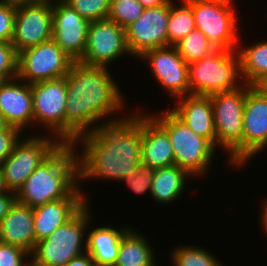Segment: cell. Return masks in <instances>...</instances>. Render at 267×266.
I'll return each mask as SVG.
<instances>
[{"instance_id": "cell-12", "label": "cell", "mask_w": 267, "mask_h": 266, "mask_svg": "<svg viewBox=\"0 0 267 266\" xmlns=\"http://www.w3.org/2000/svg\"><path fill=\"white\" fill-rule=\"evenodd\" d=\"M131 55L125 28L108 18L90 22L85 52L78 61L89 66H106ZM111 63V64H110Z\"/></svg>"}, {"instance_id": "cell-17", "label": "cell", "mask_w": 267, "mask_h": 266, "mask_svg": "<svg viewBox=\"0 0 267 266\" xmlns=\"http://www.w3.org/2000/svg\"><path fill=\"white\" fill-rule=\"evenodd\" d=\"M89 25L90 21L64 0H56L52 4V39L75 62L85 52Z\"/></svg>"}, {"instance_id": "cell-31", "label": "cell", "mask_w": 267, "mask_h": 266, "mask_svg": "<svg viewBox=\"0 0 267 266\" xmlns=\"http://www.w3.org/2000/svg\"><path fill=\"white\" fill-rule=\"evenodd\" d=\"M83 18L98 21L108 18L111 0H64Z\"/></svg>"}, {"instance_id": "cell-20", "label": "cell", "mask_w": 267, "mask_h": 266, "mask_svg": "<svg viewBox=\"0 0 267 266\" xmlns=\"http://www.w3.org/2000/svg\"><path fill=\"white\" fill-rule=\"evenodd\" d=\"M176 101L177 104L170 110L192 131L216 148L217 135L210 96L189 94L177 98Z\"/></svg>"}, {"instance_id": "cell-39", "label": "cell", "mask_w": 267, "mask_h": 266, "mask_svg": "<svg viewBox=\"0 0 267 266\" xmlns=\"http://www.w3.org/2000/svg\"><path fill=\"white\" fill-rule=\"evenodd\" d=\"M260 209H262L260 211V225L262 226L261 229L262 231H265L264 233H267V197L263 198V202H262V205L260 207ZM267 236V234H266Z\"/></svg>"}, {"instance_id": "cell-8", "label": "cell", "mask_w": 267, "mask_h": 266, "mask_svg": "<svg viewBox=\"0 0 267 266\" xmlns=\"http://www.w3.org/2000/svg\"><path fill=\"white\" fill-rule=\"evenodd\" d=\"M187 1L192 6L196 29L201 30L217 49L238 48L240 40L238 21L241 20L233 0Z\"/></svg>"}, {"instance_id": "cell-1", "label": "cell", "mask_w": 267, "mask_h": 266, "mask_svg": "<svg viewBox=\"0 0 267 266\" xmlns=\"http://www.w3.org/2000/svg\"><path fill=\"white\" fill-rule=\"evenodd\" d=\"M113 76L106 66H89L74 62L65 76V143H74L80 136L129 115H122V118L119 116L128 103Z\"/></svg>"}, {"instance_id": "cell-18", "label": "cell", "mask_w": 267, "mask_h": 266, "mask_svg": "<svg viewBox=\"0 0 267 266\" xmlns=\"http://www.w3.org/2000/svg\"><path fill=\"white\" fill-rule=\"evenodd\" d=\"M78 186L68 197L33 208L36 242L50 236L57 228L68 222L90 199L85 189Z\"/></svg>"}, {"instance_id": "cell-11", "label": "cell", "mask_w": 267, "mask_h": 266, "mask_svg": "<svg viewBox=\"0 0 267 266\" xmlns=\"http://www.w3.org/2000/svg\"><path fill=\"white\" fill-rule=\"evenodd\" d=\"M74 60L53 40L18 53L17 77L29 84L65 77Z\"/></svg>"}, {"instance_id": "cell-24", "label": "cell", "mask_w": 267, "mask_h": 266, "mask_svg": "<svg viewBox=\"0 0 267 266\" xmlns=\"http://www.w3.org/2000/svg\"><path fill=\"white\" fill-rule=\"evenodd\" d=\"M189 178L193 180L187 171L177 165L155 168L151 183V199L161 205L173 204L187 189Z\"/></svg>"}, {"instance_id": "cell-25", "label": "cell", "mask_w": 267, "mask_h": 266, "mask_svg": "<svg viewBox=\"0 0 267 266\" xmlns=\"http://www.w3.org/2000/svg\"><path fill=\"white\" fill-rule=\"evenodd\" d=\"M148 236L130 227L122 236L114 266H155L157 255ZM156 256V257H155Z\"/></svg>"}, {"instance_id": "cell-22", "label": "cell", "mask_w": 267, "mask_h": 266, "mask_svg": "<svg viewBox=\"0 0 267 266\" xmlns=\"http://www.w3.org/2000/svg\"><path fill=\"white\" fill-rule=\"evenodd\" d=\"M0 242L33 251L36 244L33 208L15 201L0 222Z\"/></svg>"}, {"instance_id": "cell-14", "label": "cell", "mask_w": 267, "mask_h": 266, "mask_svg": "<svg viewBox=\"0 0 267 266\" xmlns=\"http://www.w3.org/2000/svg\"><path fill=\"white\" fill-rule=\"evenodd\" d=\"M267 146V90L246 84L243 112L242 167Z\"/></svg>"}, {"instance_id": "cell-19", "label": "cell", "mask_w": 267, "mask_h": 266, "mask_svg": "<svg viewBox=\"0 0 267 266\" xmlns=\"http://www.w3.org/2000/svg\"><path fill=\"white\" fill-rule=\"evenodd\" d=\"M0 113L22 133L29 126L34 128L31 84L18 77L0 81Z\"/></svg>"}, {"instance_id": "cell-41", "label": "cell", "mask_w": 267, "mask_h": 266, "mask_svg": "<svg viewBox=\"0 0 267 266\" xmlns=\"http://www.w3.org/2000/svg\"><path fill=\"white\" fill-rule=\"evenodd\" d=\"M15 4L19 3H54L56 0H12Z\"/></svg>"}, {"instance_id": "cell-27", "label": "cell", "mask_w": 267, "mask_h": 266, "mask_svg": "<svg viewBox=\"0 0 267 266\" xmlns=\"http://www.w3.org/2000/svg\"><path fill=\"white\" fill-rule=\"evenodd\" d=\"M176 4L170 0V16L168 20V46H174L183 37L196 29L192 6L187 0H179Z\"/></svg>"}, {"instance_id": "cell-38", "label": "cell", "mask_w": 267, "mask_h": 266, "mask_svg": "<svg viewBox=\"0 0 267 266\" xmlns=\"http://www.w3.org/2000/svg\"><path fill=\"white\" fill-rule=\"evenodd\" d=\"M65 266H95L91 255L88 252L71 259Z\"/></svg>"}, {"instance_id": "cell-16", "label": "cell", "mask_w": 267, "mask_h": 266, "mask_svg": "<svg viewBox=\"0 0 267 266\" xmlns=\"http://www.w3.org/2000/svg\"><path fill=\"white\" fill-rule=\"evenodd\" d=\"M52 39V3L16 4L11 43L17 54Z\"/></svg>"}, {"instance_id": "cell-33", "label": "cell", "mask_w": 267, "mask_h": 266, "mask_svg": "<svg viewBox=\"0 0 267 266\" xmlns=\"http://www.w3.org/2000/svg\"><path fill=\"white\" fill-rule=\"evenodd\" d=\"M18 54L11 42H0V81L17 77Z\"/></svg>"}, {"instance_id": "cell-2", "label": "cell", "mask_w": 267, "mask_h": 266, "mask_svg": "<svg viewBox=\"0 0 267 266\" xmlns=\"http://www.w3.org/2000/svg\"><path fill=\"white\" fill-rule=\"evenodd\" d=\"M73 144L79 159L80 186L92 179L120 184L141 162L142 113L137 111L120 121L104 124L80 136Z\"/></svg>"}, {"instance_id": "cell-44", "label": "cell", "mask_w": 267, "mask_h": 266, "mask_svg": "<svg viewBox=\"0 0 267 266\" xmlns=\"http://www.w3.org/2000/svg\"><path fill=\"white\" fill-rule=\"evenodd\" d=\"M28 266H50V265L39 263L30 258Z\"/></svg>"}, {"instance_id": "cell-9", "label": "cell", "mask_w": 267, "mask_h": 266, "mask_svg": "<svg viewBox=\"0 0 267 266\" xmlns=\"http://www.w3.org/2000/svg\"><path fill=\"white\" fill-rule=\"evenodd\" d=\"M33 132L32 136L30 133L22 135L0 166L9 191L16 193L36 168L62 144L54 136Z\"/></svg>"}, {"instance_id": "cell-3", "label": "cell", "mask_w": 267, "mask_h": 266, "mask_svg": "<svg viewBox=\"0 0 267 266\" xmlns=\"http://www.w3.org/2000/svg\"><path fill=\"white\" fill-rule=\"evenodd\" d=\"M79 186V159L73 143H62L27 178L16 200L31 208L68 197Z\"/></svg>"}, {"instance_id": "cell-43", "label": "cell", "mask_w": 267, "mask_h": 266, "mask_svg": "<svg viewBox=\"0 0 267 266\" xmlns=\"http://www.w3.org/2000/svg\"><path fill=\"white\" fill-rule=\"evenodd\" d=\"M10 125L6 122L4 116L0 113V131L6 130Z\"/></svg>"}, {"instance_id": "cell-36", "label": "cell", "mask_w": 267, "mask_h": 266, "mask_svg": "<svg viewBox=\"0 0 267 266\" xmlns=\"http://www.w3.org/2000/svg\"><path fill=\"white\" fill-rule=\"evenodd\" d=\"M22 135L23 133L13 126H9L6 130L0 131V166L12 152L14 145Z\"/></svg>"}, {"instance_id": "cell-21", "label": "cell", "mask_w": 267, "mask_h": 266, "mask_svg": "<svg viewBox=\"0 0 267 266\" xmlns=\"http://www.w3.org/2000/svg\"><path fill=\"white\" fill-rule=\"evenodd\" d=\"M141 162L155 168L175 165L174 153L168 133L142 110Z\"/></svg>"}, {"instance_id": "cell-13", "label": "cell", "mask_w": 267, "mask_h": 266, "mask_svg": "<svg viewBox=\"0 0 267 266\" xmlns=\"http://www.w3.org/2000/svg\"><path fill=\"white\" fill-rule=\"evenodd\" d=\"M147 63L148 70L164 92L175 100L190 94L188 64L177 52L175 46L169 45L145 51L139 58Z\"/></svg>"}, {"instance_id": "cell-42", "label": "cell", "mask_w": 267, "mask_h": 266, "mask_svg": "<svg viewBox=\"0 0 267 266\" xmlns=\"http://www.w3.org/2000/svg\"><path fill=\"white\" fill-rule=\"evenodd\" d=\"M9 192L8 188L5 185V180H4V176L2 173V170L0 168V196Z\"/></svg>"}, {"instance_id": "cell-10", "label": "cell", "mask_w": 267, "mask_h": 266, "mask_svg": "<svg viewBox=\"0 0 267 266\" xmlns=\"http://www.w3.org/2000/svg\"><path fill=\"white\" fill-rule=\"evenodd\" d=\"M31 91L34 128L43 126L46 135L65 143L66 78L32 83Z\"/></svg>"}, {"instance_id": "cell-7", "label": "cell", "mask_w": 267, "mask_h": 266, "mask_svg": "<svg viewBox=\"0 0 267 266\" xmlns=\"http://www.w3.org/2000/svg\"><path fill=\"white\" fill-rule=\"evenodd\" d=\"M190 94L210 96L235 90L243 84L240 56L236 50L217 49L188 64Z\"/></svg>"}, {"instance_id": "cell-6", "label": "cell", "mask_w": 267, "mask_h": 266, "mask_svg": "<svg viewBox=\"0 0 267 266\" xmlns=\"http://www.w3.org/2000/svg\"><path fill=\"white\" fill-rule=\"evenodd\" d=\"M92 211L90 202H87L68 222L37 241L30 253L31 258L50 266H65L71 259L85 253Z\"/></svg>"}, {"instance_id": "cell-15", "label": "cell", "mask_w": 267, "mask_h": 266, "mask_svg": "<svg viewBox=\"0 0 267 266\" xmlns=\"http://www.w3.org/2000/svg\"><path fill=\"white\" fill-rule=\"evenodd\" d=\"M170 0L158 7L145 8L141 16L126 30L127 46L133 58L145 51L168 46Z\"/></svg>"}, {"instance_id": "cell-4", "label": "cell", "mask_w": 267, "mask_h": 266, "mask_svg": "<svg viewBox=\"0 0 267 266\" xmlns=\"http://www.w3.org/2000/svg\"><path fill=\"white\" fill-rule=\"evenodd\" d=\"M148 114L168 133L175 165L187 171L193 178H204L212 169L211 162L214 161L217 148L192 131L170 109L161 113L149 111Z\"/></svg>"}, {"instance_id": "cell-26", "label": "cell", "mask_w": 267, "mask_h": 266, "mask_svg": "<svg viewBox=\"0 0 267 266\" xmlns=\"http://www.w3.org/2000/svg\"><path fill=\"white\" fill-rule=\"evenodd\" d=\"M237 51L240 56V75L243 83L262 85L267 80V41L264 39L248 46H241Z\"/></svg>"}, {"instance_id": "cell-5", "label": "cell", "mask_w": 267, "mask_h": 266, "mask_svg": "<svg viewBox=\"0 0 267 266\" xmlns=\"http://www.w3.org/2000/svg\"><path fill=\"white\" fill-rule=\"evenodd\" d=\"M217 148L227 154V164L242 168L243 112L246 83L235 90L210 95Z\"/></svg>"}, {"instance_id": "cell-34", "label": "cell", "mask_w": 267, "mask_h": 266, "mask_svg": "<svg viewBox=\"0 0 267 266\" xmlns=\"http://www.w3.org/2000/svg\"><path fill=\"white\" fill-rule=\"evenodd\" d=\"M15 15L16 4L12 0H0V42H11Z\"/></svg>"}, {"instance_id": "cell-30", "label": "cell", "mask_w": 267, "mask_h": 266, "mask_svg": "<svg viewBox=\"0 0 267 266\" xmlns=\"http://www.w3.org/2000/svg\"><path fill=\"white\" fill-rule=\"evenodd\" d=\"M144 9L138 0H111L108 19L126 28L141 16Z\"/></svg>"}, {"instance_id": "cell-45", "label": "cell", "mask_w": 267, "mask_h": 266, "mask_svg": "<svg viewBox=\"0 0 267 266\" xmlns=\"http://www.w3.org/2000/svg\"><path fill=\"white\" fill-rule=\"evenodd\" d=\"M265 90H267V80L261 85Z\"/></svg>"}, {"instance_id": "cell-32", "label": "cell", "mask_w": 267, "mask_h": 266, "mask_svg": "<svg viewBox=\"0 0 267 266\" xmlns=\"http://www.w3.org/2000/svg\"><path fill=\"white\" fill-rule=\"evenodd\" d=\"M155 169L143 162H140L137 169L130 175L124 177L120 182H124L131 189V192L136 195H145L146 193L150 196L151 183Z\"/></svg>"}, {"instance_id": "cell-28", "label": "cell", "mask_w": 267, "mask_h": 266, "mask_svg": "<svg viewBox=\"0 0 267 266\" xmlns=\"http://www.w3.org/2000/svg\"><path fill=\"white\" fill-rule=\"evenodd\" d=\"M170 263L172 266H223L219 257L209 249L195 245H178L171 249ZM225 266V265H224Z\"/></svg>"}, {"instance_id": "cell-23", "label": "cell", "mask_w": 267, "mask_h": 266, "mask_svg": "<svg viewBox=\"0 0 267 266\" xmlns=\"http://www.w3.org/2000/svg\"><path fill=\"white\" fill-rule=\"evenodd\" d=\"M92 220L87 228L86 252L91 255L95 266H114L117 261L118 249L123 234L130 226L101 225L90 229Z\"/></svg>"}, {"instance_id": "cell-35", "label": "cell", "mask_w": 267, "mask_h": 266, "mask_svg": "<svg viewBox=\"0 0 267 266\" xmlns=\"http://www.w3.org/2000/svg\"><path fill=\"white\" fill-rule=\"evenodd\" d=\"M31 254L16 245L0 242V266H28Z\"/></svg>"}, {"instance_id": "cell-29", "label": "cell", "mask_w": 267, "mask_h": 266, "mask_svg": "<svg viewBox=\"0 0 267 266\" xmlns=\"http://www.w3.org/2000/svg\"><path fill=\"white\" fill-rule=\"evenodd\" d=\"M174 46L187 64L201 60L217 50L205 34L198 29H194Z\"/></svg>"}, {"instance_id": "cell-40", "label": "cell", "mask_w": 267, "mask_h": 266, "mask_svg": "<svg viewBox=\"0 0 267 266\" xmlns=\"http://www.w3.org/2000/svg\"><path fill=\"white\" fill-rule=\"evenodd\" d=\"M144 8H154L167 3L169 0H138Z\"/></svg>"}, {"instance_id": "cell-37", "label": "cell", "mask_w": 267, "mask_h": 266, "mask_svg": "<svg viewBox=\"0 0 267 266\" xmlns=\"http://www.w3.org/2000/svg\"><path fill=\"white\" fill-rule=\"evenodd\" d=\"M16 201V193L9 191L0 196V222Z\"/></svg>"}]
</instances>
